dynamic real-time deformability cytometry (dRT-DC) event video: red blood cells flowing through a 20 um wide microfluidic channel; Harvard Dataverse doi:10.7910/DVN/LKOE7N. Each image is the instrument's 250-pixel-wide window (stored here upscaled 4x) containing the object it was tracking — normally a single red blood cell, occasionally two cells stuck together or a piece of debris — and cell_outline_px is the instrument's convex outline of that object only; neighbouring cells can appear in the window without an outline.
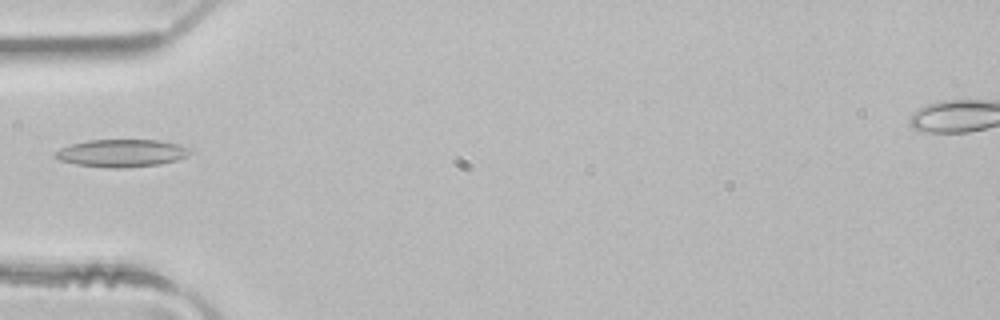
{"species": "common noctule bat (a hibernating species)", "species_latin": "Nyctalus noctula", "temperature_condition": "room temperature", "stored_images_in_passage": 4, "camera_frame_rate_fps": 3000, "um_per_image_px": 0.085, "animal": {"sex": "male", "body_mass_g": 21.5, "forearm_length_mm": 52.0}, "frame": {"image": 1, "passage_image": 1, "time_ms": 0.0, "image_size_px": [1000, 320], "cell_outline_px": [[192, 152], [176, 160], [160, 164], [124, 168], [112, 168], [76, 164], [60, 160], [52, 156], [60, 148], [72, 144], [88, 140], [160, 140], [192, 148]], "centroid_in_image_um": [10.34, 13.01], "position_along_channel_um": 74.7, "area_um2": 21.56}}